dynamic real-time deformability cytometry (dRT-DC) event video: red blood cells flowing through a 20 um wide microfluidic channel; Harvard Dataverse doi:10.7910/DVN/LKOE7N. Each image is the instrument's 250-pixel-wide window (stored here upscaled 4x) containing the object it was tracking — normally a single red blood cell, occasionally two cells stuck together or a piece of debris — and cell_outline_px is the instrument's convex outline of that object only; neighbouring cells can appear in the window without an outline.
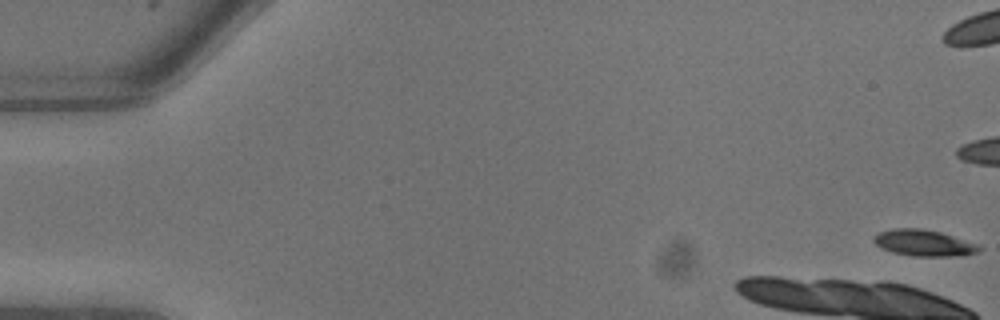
{"species": "common noctule bat (a hibernating species)", "species_latin": "Nyctalus noctula", "temperature_condition": "warm", "stored_images_in_passage": 8, "camera_frame_rate_fps": 3000, "um_per_image_px": 0.085, "animal": {"sex": "male", "body_mass_g": 13.3}, "frame": {"image": 1, "passage_image": 1, "time_ms": 0.0, "image_size_px": [1000, 320], "cell_outline_px": [[984, 248], [980, 252], [964, 256], [912, 256], [892, 252], [880, 248], [872, 240], [880, 232], [892, 228], [920, 228], [940, 232], [980, 244]], "centroid_in_image_um": [78.6, 20.66], "position_along_channel_um": 6.4, "area_um2": 16.42}}